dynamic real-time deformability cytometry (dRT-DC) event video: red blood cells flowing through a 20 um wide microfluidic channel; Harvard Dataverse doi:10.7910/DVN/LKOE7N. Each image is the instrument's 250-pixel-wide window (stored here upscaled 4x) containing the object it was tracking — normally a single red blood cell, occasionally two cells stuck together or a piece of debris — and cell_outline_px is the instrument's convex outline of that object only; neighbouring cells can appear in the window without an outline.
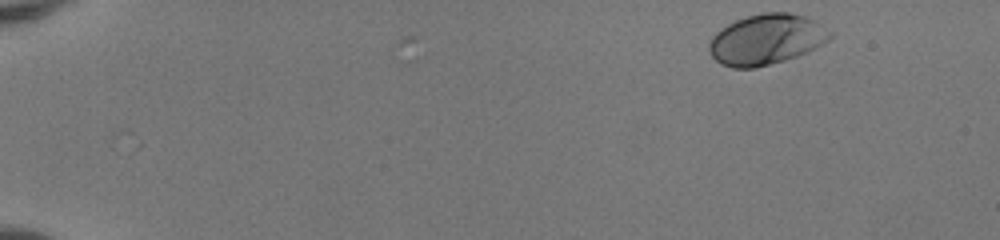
{"species": "human", "species_latin": "Homo sapiens", "temperature_condition": "room temperature", "stored_images_in_passage": 47, "camera_frame_rate_fps": 3000, "um_per_image_px": 0.085, "donor": {"sex": "female"}, "frame": {"image": 1, "passage_image": 1, "time_ms": 0.0, "image_size_px": [1000, 240], "cell_outline_px": [[832, 36], [828, 40], [808, 52], [784, 60], [756, 68], [732, 68], [720, 64], [712, 56], [708, 48], [708, 44], [712, 36], [720, 28], [736, 20], [748, 16], [764, 12], [788, 12], [804, 16], [816, 20], [832, 32]], "centroid_in_image_um": [65.13, 3.35], "position_along_channel_um": 19.9, "area_um2": 35.66}}
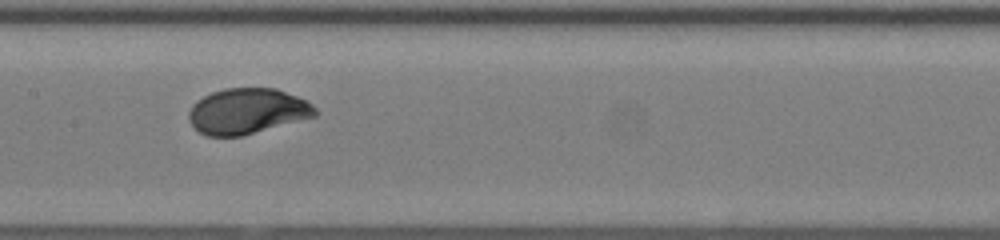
{"frame": {"image": 2, "passage_image": 24, "time_ms": 7.667, "image_size_px": [1000, 240], "cell_outline_px": [[320, 112], [316, 116], [240, 136], [208, 136], [200, 132], [188, 120], [188, 112], [192, 104], [196, 100], [212, 92], [224, 88], [276, 88], [296, 96], [312, 104]], "centroid_in_image_um": [21.0, 9.44], "position_along_channel_um": 186.4, "area_um2": 33.47}}
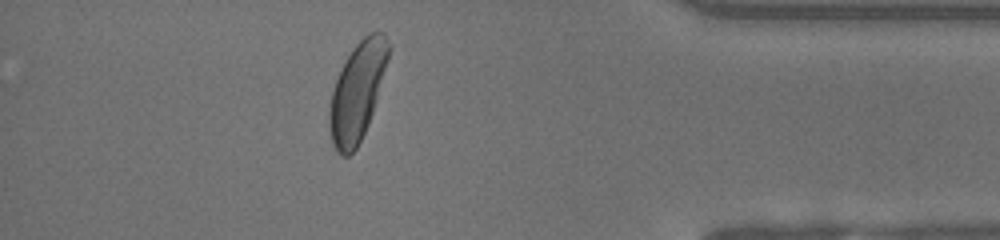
{"frame": {"image": 3, "passage_image": 42, "time_ms": 13.667, "image_size_px": [1000, 240], "cell_outline_px": [[392, 48], [372, 112], [368, 124], [356, 148], [348, 156], [340, 156], [336, 152], [332, 144], [328, 128], [328, 112], [332, 92], [336, 80], [344, 60], [352, 48], [368, 32], [380, 32], [384, 36]], "centroid_in_image_um": [30.35, 7.79], "position_along_channel_um": 404.9, "area_um2": 33.81}, "authors_computed_cell_mechanics": {"area_um2": 33.6396, "velocity_mm_per_s": 4.0712, "shape_relaxation_time_tau1_ms": 2.466, "shape_relaxation_time_tau2_ms": null, "deformation_change_tau1": 0.1416, "deformation_change_tau2": null}}